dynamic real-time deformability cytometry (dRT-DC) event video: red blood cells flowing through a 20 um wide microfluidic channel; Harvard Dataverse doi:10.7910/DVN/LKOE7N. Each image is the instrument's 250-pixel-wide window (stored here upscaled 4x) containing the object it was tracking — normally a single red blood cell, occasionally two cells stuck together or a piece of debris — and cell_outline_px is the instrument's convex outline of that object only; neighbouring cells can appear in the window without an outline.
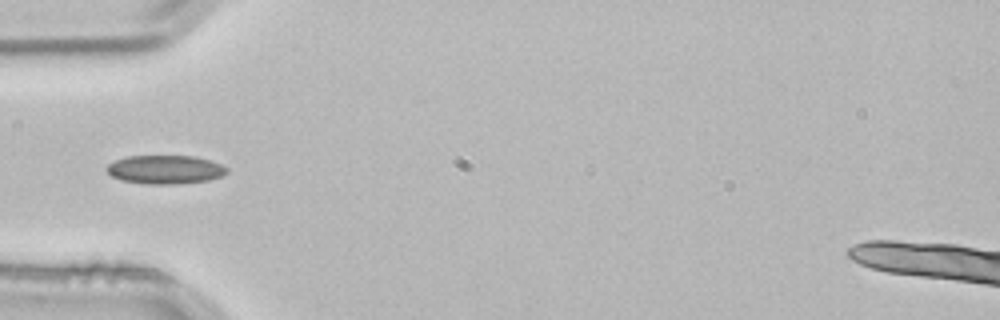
{"species": "common noctule bat (a hibernating species)", "species_latin": "Nyctalus noctula", "temperature_condition": "room temperature", "stored_images_in_passage": 3, "camera_frame_rate_fps": 3000, "um_per_image_px": 0.085, "animal": {"sex": "male", "body_mass_g": 21.5, "forearm_length_mm": 52.0}, "frame": {"image": 1, "passage_image": 3, "time_ms": 0.667, "image_size_px": [1000, 320], "cell_outline_px": [[228, 172], [220, 176], [208, 180], [172, 184], [148, 184], [120, 180], [112, 176], [104, 168], [108, 164], [116, 160], [128, 156], [196, 156], [220, 164], [228, 168]], "centroid_in_image_um": [14.01, 14.41], "position_along_channel_um": 71.0, "area_um2": 19.94}}